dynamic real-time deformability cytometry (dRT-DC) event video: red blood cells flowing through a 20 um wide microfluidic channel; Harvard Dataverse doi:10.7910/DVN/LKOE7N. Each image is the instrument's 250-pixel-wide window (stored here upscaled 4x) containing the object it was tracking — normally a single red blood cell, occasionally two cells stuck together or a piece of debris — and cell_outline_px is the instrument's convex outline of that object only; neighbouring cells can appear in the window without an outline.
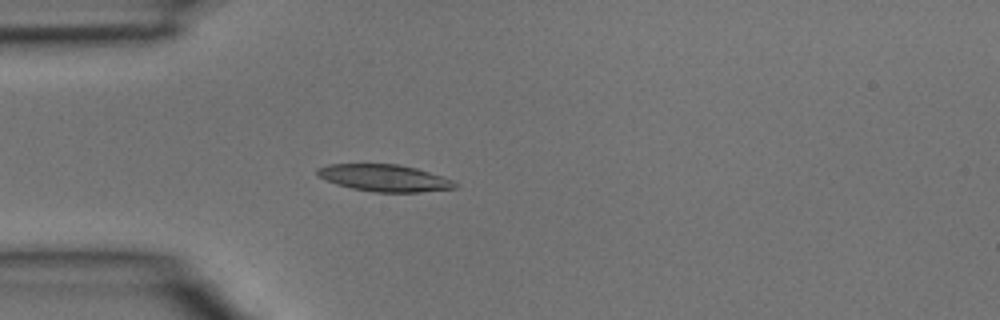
{"species": "common noctule bat (a hibernating species)", "species_latin": "Nyctalus noctula", "temperature_condition": "room temperature", "stored_images_in_passage": 3, "camera_frame_rate_fps": 3000, "um_per_image_px": 0.085, "animal": {"sex": "male", "body_mass_g": 15.6}, "frame": {"image": 1, "passage_image": 3, "time_ms": 0.667, "image_size_px": [1000, 320], "cell_outline_px": [[460, 184], [456, 188], [420, 192], [372, 192], [352, 188], [336, 184], [320, 176], [316, 172], [316, 168], [328, 164], [396, 164], [416, 168], [452, 180]], "centroid_in_image_um": [32.68, 15.13], "position_along_channel_um": 52.3, "area_um2": 21.44}}